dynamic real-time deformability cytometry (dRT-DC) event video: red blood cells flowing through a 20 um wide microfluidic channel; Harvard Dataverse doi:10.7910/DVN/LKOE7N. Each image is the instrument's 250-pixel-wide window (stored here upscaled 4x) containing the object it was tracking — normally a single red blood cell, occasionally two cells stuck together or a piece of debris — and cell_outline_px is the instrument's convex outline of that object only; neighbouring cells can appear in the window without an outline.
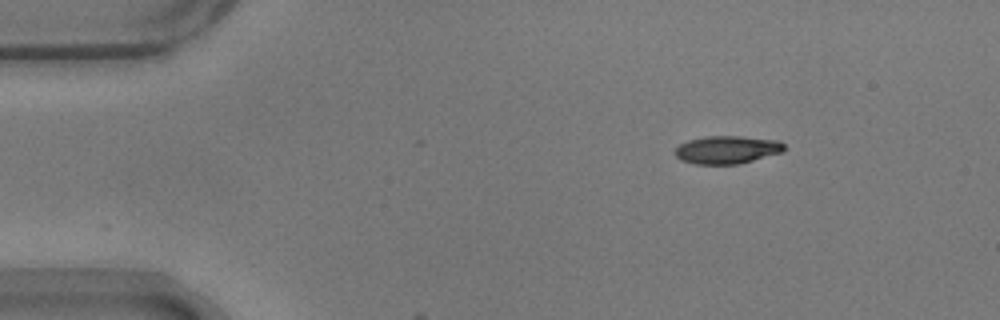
{"species": "common noctule bat (a hibernating species)", "species_latin": "Nyctalus noctula", "temperature_condition": "warm", "stored_images_in_passage": 4, "camera_frame_rate_fps": 3000, "um_per_image_px": 0.085, "animal": {"sex": "male", "body_mass_g": 17.9}, "frame": {"image": 1, "passage_image": 1, "time_ms": 0.0, "image_size_px": [1000, 320], "cell_outline_px": [[784, 152], [740, 164], [696, 164], [680, 160], [672, 152], [680, 144], [688, 140], [704, 136], [740, 136], [776, 140], [784, 144]], "centroid_in_image_um": [61.78, 12.73], "position_along_channel_um": 23.2, "area_um2": 17.92}}